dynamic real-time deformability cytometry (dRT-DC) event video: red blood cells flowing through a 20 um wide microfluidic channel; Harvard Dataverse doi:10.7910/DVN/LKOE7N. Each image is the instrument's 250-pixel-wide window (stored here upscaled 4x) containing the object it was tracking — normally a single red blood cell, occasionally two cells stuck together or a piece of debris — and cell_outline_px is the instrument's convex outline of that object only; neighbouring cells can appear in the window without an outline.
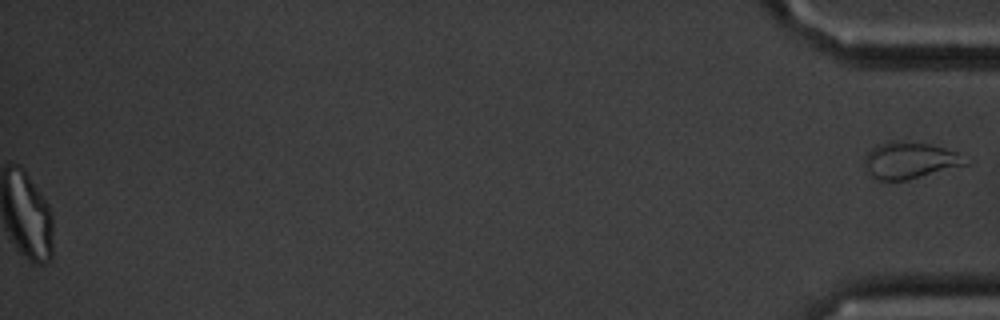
{"species": "common noctule bat (a hibernating species)", "species_latin": "Nyctalus noctula", "temperature_condition": "cold", "stored_images_in_passage": 61, "segment_of_instrument_passage": [2, 2], "camera_frame_rate_fps": 3000, "um_per_image_px": 0.085, "animal": {"sex": "male", "body_mass_g": 20.1, "forearm_length_mm": 53.5}, "frame": {"image": 1, "passage_image": 61, "time_ms": 20.0, "image_size_px": [1000, 320], "cell_outline_px": [[972, 160], [968, 164], [904, 180], [880, 180], [872, 176], [864, 164], [864, 156], [876, 144], [892, 140], [900, 140], [928, 144], [960, 152]], "centroid_in_image_um": [77.37, 13.6], "position_along_channel_um": 357.8, "area_um2": 21.56}}